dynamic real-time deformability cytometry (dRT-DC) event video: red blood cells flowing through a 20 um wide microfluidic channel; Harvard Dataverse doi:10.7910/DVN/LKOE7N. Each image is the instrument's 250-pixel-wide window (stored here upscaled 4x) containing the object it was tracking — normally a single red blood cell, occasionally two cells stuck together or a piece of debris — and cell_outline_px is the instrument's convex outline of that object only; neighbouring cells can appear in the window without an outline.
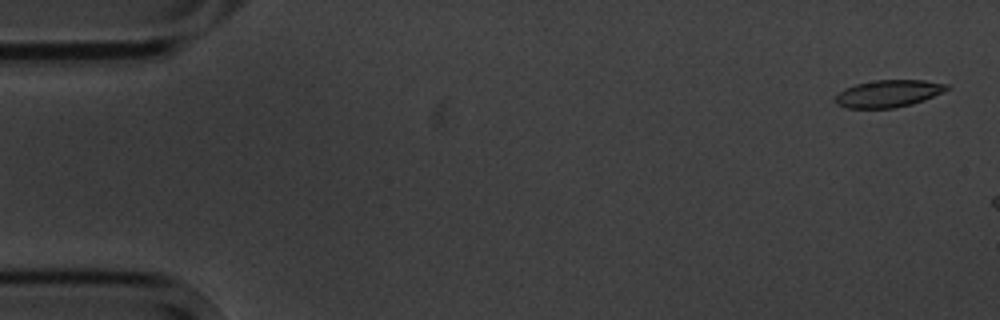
{"species": "common noctule bat (a hibernating species)", "species_latin": "Nyctalus noctula", "temperature_condition": "cold", "stored_images_in_passage": 3, "camera_frame_rate_fps": 3000, "um_per_image_px": 0.085, "animal": {"sex": "male", "body_mass_g": 20.1, "forearm_length_mm": 53.5}, "frame": {"image": 1, "passage_image": 1, "time_ms": 0.0, "image_size_px": [1000, 320], "cell_outline_px": [[952, 88], [944, 92], [924, 100], [912, 104], [896, 108], [848, 108], [836, 104], [836, 96], [844, 88], [856, 84], [876, 80], [924, 80], [948, 84]], "centroid_in_image_um": [75.56, 7.95], "position_along_channel_um": 9.4, "area_um2": 17.74}}